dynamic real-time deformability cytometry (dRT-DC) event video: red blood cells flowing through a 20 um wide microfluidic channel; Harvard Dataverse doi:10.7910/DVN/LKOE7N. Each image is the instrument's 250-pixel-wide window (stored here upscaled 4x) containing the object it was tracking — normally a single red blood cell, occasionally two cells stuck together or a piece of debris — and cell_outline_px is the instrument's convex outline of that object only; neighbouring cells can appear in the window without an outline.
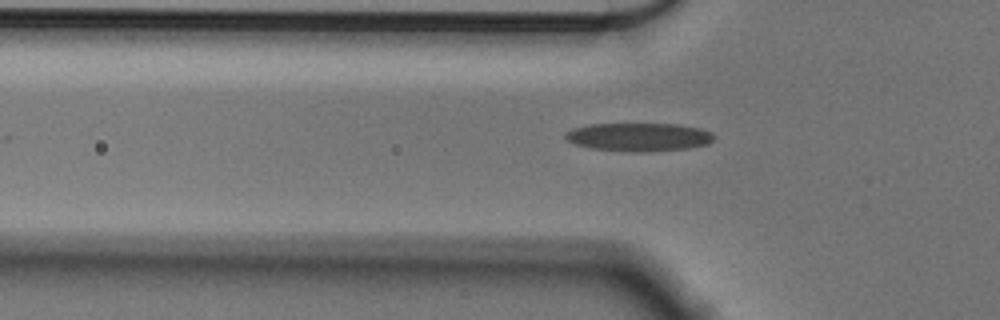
{"species": "Egyptian fruit bat (a non-hibernating species)", "species_latin": "Rousettus aegyptiacus", "temperature_condition": "cold", "stored_images_in_passage": 39, "camera_frame_rate_fps": 3000, "um_per_image_px": 0.085, "animal": {"sex": "male"}, "frame": {"image": 1, "passage_image": 4, "time_ms": 1.0, "image_size_px": [1000, 320], "cell_outline_px": [[716, 136], [708, 144], [688, 148], [648, 152], [628, 152], [592, 148], [576, 144], [568, 140], [564, 136], [564, 132], [572, 128], [588, 124], [676, 124], [700, 128], [712, 132]], "centroid_in_image_um": [54.3, 11.64], "position_along_channel_um": 71.5, "area_um2": 24.68}}
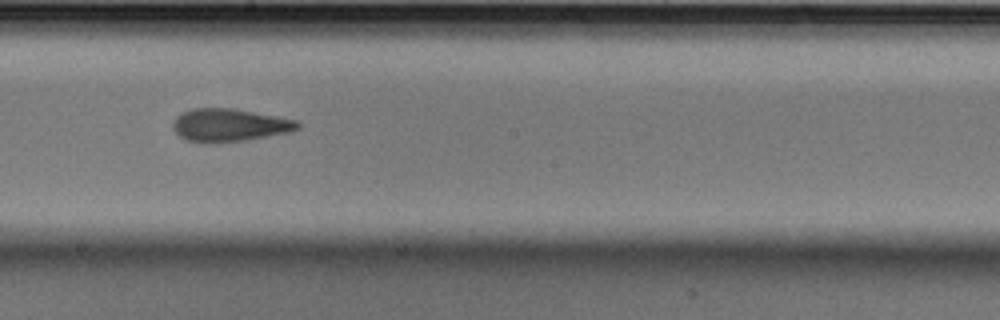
{"frame": {"image": 2, "passage_image": 17, "time_ms": 5.333, "image_size_px": [1000, 320], "cell_outline_px": [[300, 128], [292, 132], [248, 140], [208, 144], [200, 144], [184, 140], [172, 128], [172, 124], [176, 116], [180, 112], [192, 108], [232, 108], [296, 120], [300, 124]], "centroid_in_image_um": [19.46, 10.66], "position_along_channel_um": 228.7, "area_um2": 24.39}}
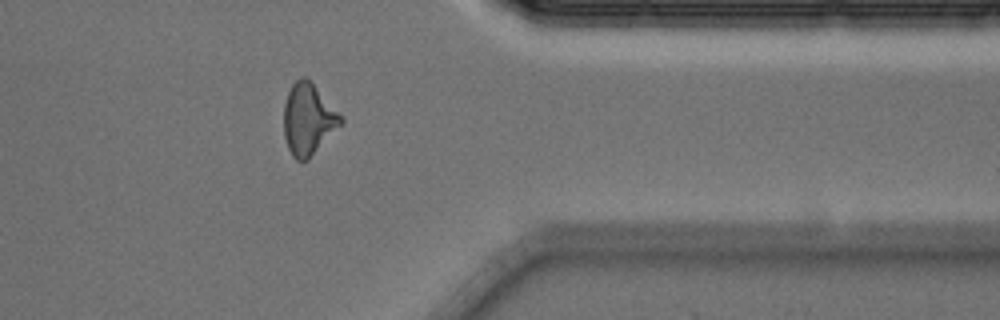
{"frame": {"image": 3, "passage_image": 31, "time_ms": 10.0, "image_size_px": [1000, 320], "cell_outline_px": [[344, 124], [308, 160], [296, 160], [292, 156], [288, 148], [284, 136], [284, 104], [288, 92], [292, 84], [300, 76], [304, 76], [344, 116]], "centroid_in_image_um": [26.23, 10.17], "position_along_channel_um": 385.2, "area_um2": 23.93}}